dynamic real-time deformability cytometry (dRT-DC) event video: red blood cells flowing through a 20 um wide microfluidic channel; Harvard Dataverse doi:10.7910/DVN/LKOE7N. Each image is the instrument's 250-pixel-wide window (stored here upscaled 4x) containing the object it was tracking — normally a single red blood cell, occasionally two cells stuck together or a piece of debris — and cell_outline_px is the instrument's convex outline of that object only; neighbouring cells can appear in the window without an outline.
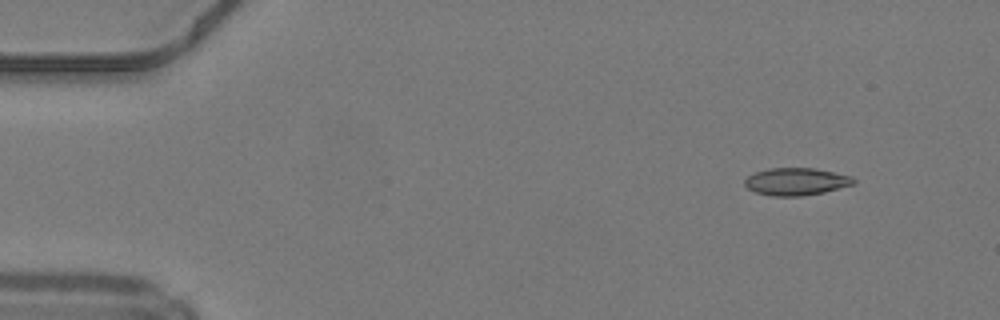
{"species": "common noctule bat (a hibernating species)", "species_latin": "Nyctalus noctula", "temperature_condition": "warm", "stored_images_in_passage": 20, "camera_frame_rate_fps": 3000, "um_per_image_px": 0.085, "animal": {"sex": "male", "body_mass_g": 19.2, "forearm_length_mm": 51.8}, "frame": {"image": 1, "passage_image": 1, "time_ms": 0.0, "image_size_px": [1000, 320], "cell_outline_px": [[856, 184], [824, 192], [800, 196], [772, 196], [756, 192], [748, 188], [744, 184], [744, 180], [748, 176], [756, 172], [768, 168], [812, 168], [852, 176], [856, 180]], "centroid_in_image_um": [67.69, 15.43], "position_along_channel_um": 17.3, "area_um2": 17.34}}
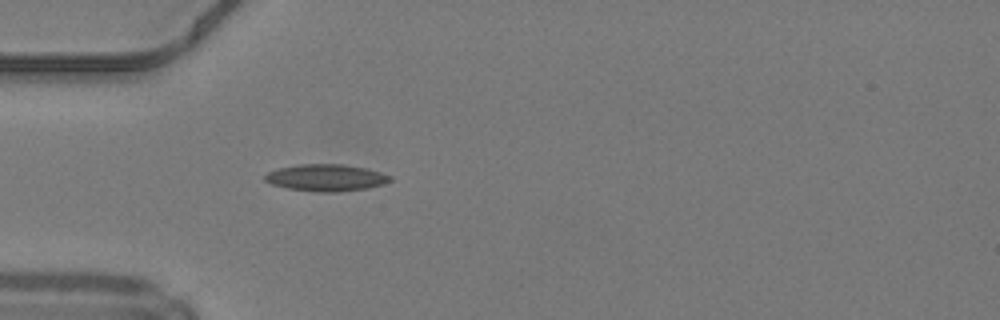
{"frame": {"image": 2, "passage_image": 11, "time_ms": 3.333, "image_size_px": [1000, 320], "cell_outline_px": [[392, 180], [368, 188], [336, 192], [320, 192], [288, 188], [272, 184], [264, 180], [264, 176], [268, 172], [276, 168], [300, 164], [344, 164], [364, 168], [380, 172], [392, 176]], "centroid_in_image_um": [27.69, 15.09], "position_along_channel_um": 57.3, "area_um2": 19.48}}
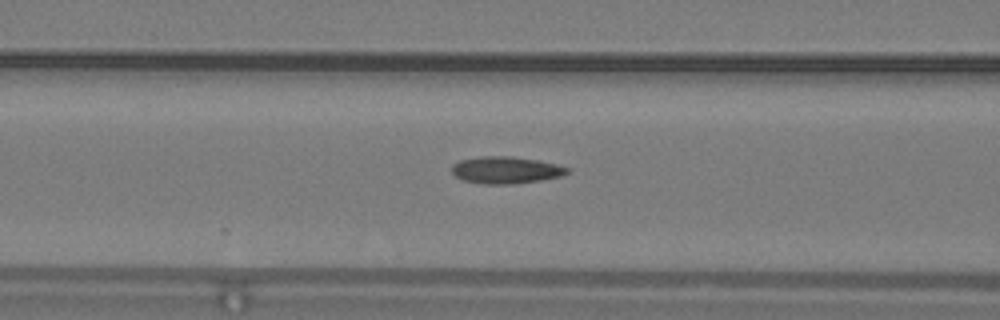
{"frame": {"image": 3, "passage_image": 16, "time_ms": 5.0, "image_size_px": [1000, 320], "cell_outline_px": [[572, 172], [560, 176], [540, 180], [512, 184], [484, 184], [464, 180], [456, 176], [452, 172], [452, 164], [460, 160], [484, 156], [512, 156], [536, 160], [556, 164], [568, 168]], "centroid_in_image_um": [43.0, 14.45], "position_along_channel_um": 123.6, "area_um2": 18.03}}